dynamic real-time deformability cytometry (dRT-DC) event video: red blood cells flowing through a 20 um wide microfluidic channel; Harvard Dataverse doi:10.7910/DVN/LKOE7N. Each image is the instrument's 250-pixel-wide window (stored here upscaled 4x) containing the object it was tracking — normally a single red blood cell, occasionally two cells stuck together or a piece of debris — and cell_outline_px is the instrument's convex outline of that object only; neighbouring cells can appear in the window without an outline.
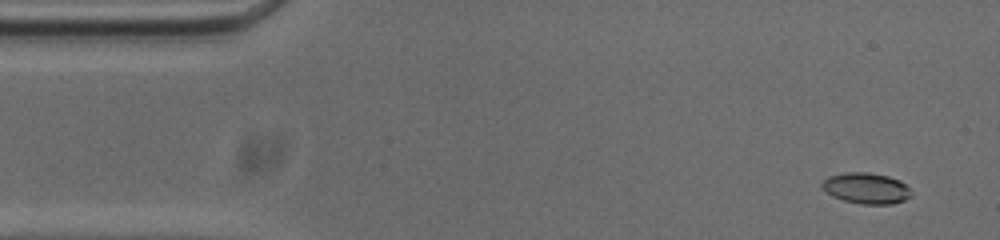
{"species": "common noctule bat (a hibernating species)", "species_latin": "Nyctalus noctula", "temperature_condition": "cold", "stored_images_in_passage": 53, "camera_frame_rate_fps": 3000, "um_per_image_px": 0.085, "animal": {"sex": "male", "body_mass_g": 20.0, "forearm_length_mm": 53.3}, "frame": {"image": 1, "passage_image": 3, "time_ms": 0.667, "image_size_px": [1000, 240], "cell_outline_px": [[912, 196], [904, 200], [892, 204], [860, 204], [844, 200], [832, 196], [820, 188], [820, 184], [828, 176], [848, 172], [864, 172], [888, 176], [900, 180], [912, 192]], "centroid_in_image_um": [73.61, 16.0], "position_along_channel_um": 11.4, "area_um2": 16.13}}
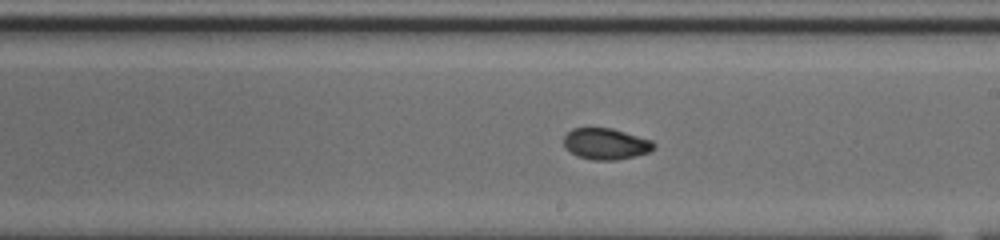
{"frame": {"image": 2, "passage_image": 29, "time_ms": 9.333, "image_size_px": [1000, 240], "cell_outline_px": [[656, 144], [648, 152], [636, 156], [616, 160], [592, 160], [576, 156], [564, 144], [564, 136], [572, 128], [612, 128], [652, 140]], "centroid_in_image_um": [51.5, 12.23], "position_along_channel_um": 237.5, "area_um2": 16.3}}
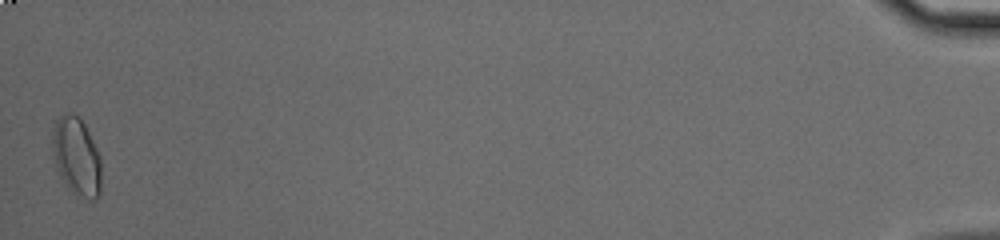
{"frame": {"image": 3, "passage_image": 53, "time_ms": 17.333, "image_size_px": [1000, 240], "cell_outline_px": [[100, 196], [96, 200], [88, 200], [72, 192], [64, 184], [56, 168], [52, 148], [52, 136], [56, 120], [60, 116], [68, 112], [72, 112], [84, 124], [100, 156]], "centroid_in_image_um": [6.5, 13.35], "position_along_channel_um": 428.7, "area_um2": 22.2}, "authors_computed_cell_mechanics": {"area_um2": 16.762, "velocity_mm_per_s": 3.732, "shape_relaxation_time_tau1_ms": 9.4533, "shape_relaxation_time_tau2_ms": 2.431, "deformation_change_tau1": 0.1931, "deformation_change_tau2": 0.0493}}